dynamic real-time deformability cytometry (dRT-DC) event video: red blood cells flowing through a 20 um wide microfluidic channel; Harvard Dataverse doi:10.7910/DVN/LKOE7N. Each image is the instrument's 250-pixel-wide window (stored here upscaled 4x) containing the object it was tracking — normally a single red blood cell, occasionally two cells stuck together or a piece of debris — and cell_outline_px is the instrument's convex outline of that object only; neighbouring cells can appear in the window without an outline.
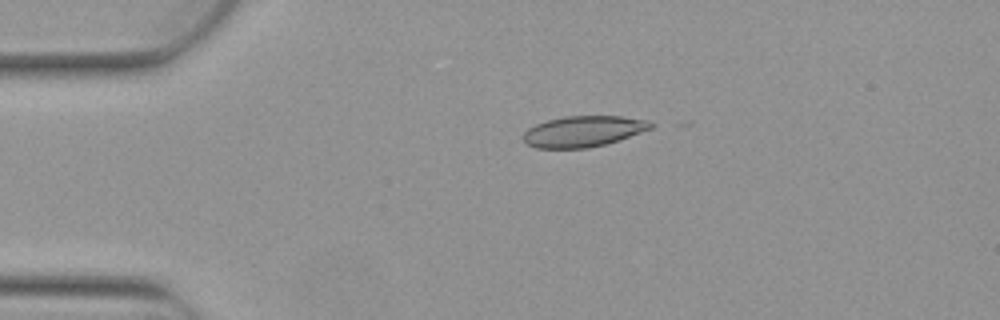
{"species": "Egyptian fruit bat (a non-hibernating species)", "species_latin": "Rousettus aegyptiacus", "temperature_condition": "warm", "stored_images_in_passage": 4, "camera_frame_rate_fps": 3000, "um_per_image_px": 0.085, "animal": {"sex": "female"}, "frame": {"image": 1, "passage_image": 3, "time_ms": 0.667, "image_size_px": [1000, 320], "cell_outline_px": [[656, 124], [652, 128], [620, 140], [588, 148], [536, 148], [528, 144], [520, 136], [528, 128], [536, 124], [548, 120], [564, 116], [620, 116], [648, 120]], "centroid_in_image_um": [49.59, 11.16], "position_along_channel_um": 35.4, "area_um2": 23.06}}